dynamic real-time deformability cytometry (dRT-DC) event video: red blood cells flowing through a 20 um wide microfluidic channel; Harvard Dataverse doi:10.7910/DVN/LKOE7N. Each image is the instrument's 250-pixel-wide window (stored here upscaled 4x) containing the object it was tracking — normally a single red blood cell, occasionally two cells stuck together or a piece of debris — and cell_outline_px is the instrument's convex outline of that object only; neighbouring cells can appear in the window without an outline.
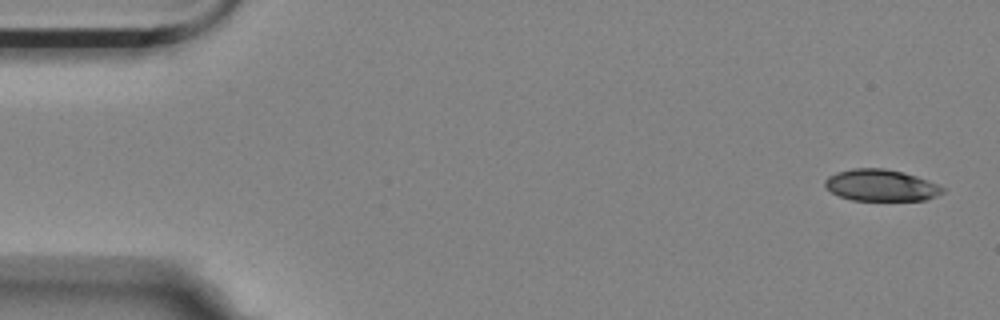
{"species": "Egyptian fruit bat (a non-hibernating species)", "species_latin": "Rousettus aegyptiacus", "temperature_condition": "room temperature", "stored_images_in_passage": 10, "camera_frame_rate_fps": 3000, "um_per_image_px": 0.085, "animal": {"sex": "female"}, "frame": {"image": 1, "passage_image": 1, "time_ms": 0.0, "image_size_px": [1000, 320], "cell_outline_px": [[944, 192], [936, 196], [924, 200], [852, 200], [840, 196], [824, 188], [824, 180], [828, 176], [836, 172], [852, 168], [884, 168], [916, 176], [928, 180], [944, 188]], "centroid_in_image_um": [74.84, 15.75], "position_along_channel_um": 10.2, "area_um2": 21.62}}